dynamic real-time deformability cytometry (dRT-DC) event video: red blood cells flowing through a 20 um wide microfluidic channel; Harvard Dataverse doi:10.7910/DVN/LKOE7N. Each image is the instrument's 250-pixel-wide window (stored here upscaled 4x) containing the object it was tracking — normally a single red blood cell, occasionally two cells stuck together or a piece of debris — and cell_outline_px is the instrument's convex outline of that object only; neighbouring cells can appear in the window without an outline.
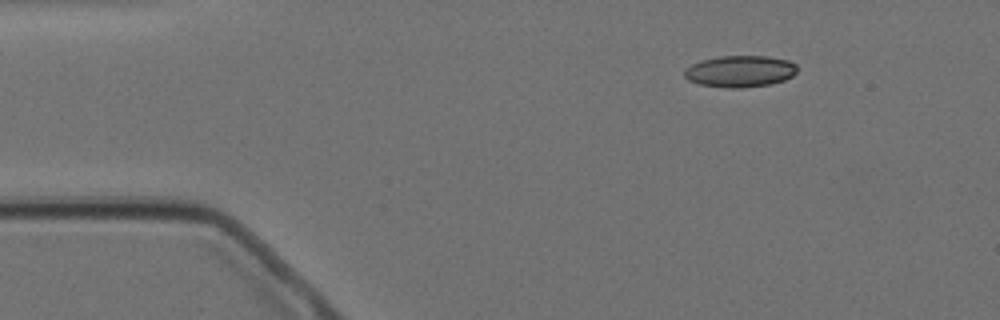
{"species": "Egyptian fruit bat (a non-hibernating species)", "species_latin": "Rousettus aegyptiacus", "temperature_condition": "cold", "stored_images_in_passage": 2, "camera_frame_rate_fps": 3000, "um_per_image_px": 0.085, "animal": {"sex": "female"}, "frame": {"image": 1, "passage_image": 2, "time_ms": 2.0, "image_size_px": [1000, 320], "cell_outline_px": [[796, 72], [792, 76], [784, 80], [772, 84], [740, 88], [728, 88], [700, 84], [688, 80], [684, 76], [684, 68], [700, 60], [720, 56], [768, 56], [788, 60], [796, 64]], "centroid_in_image_um": [62.89, 6.06], "position_along_channel_um": 22.1, "area_um2": 20.87}}